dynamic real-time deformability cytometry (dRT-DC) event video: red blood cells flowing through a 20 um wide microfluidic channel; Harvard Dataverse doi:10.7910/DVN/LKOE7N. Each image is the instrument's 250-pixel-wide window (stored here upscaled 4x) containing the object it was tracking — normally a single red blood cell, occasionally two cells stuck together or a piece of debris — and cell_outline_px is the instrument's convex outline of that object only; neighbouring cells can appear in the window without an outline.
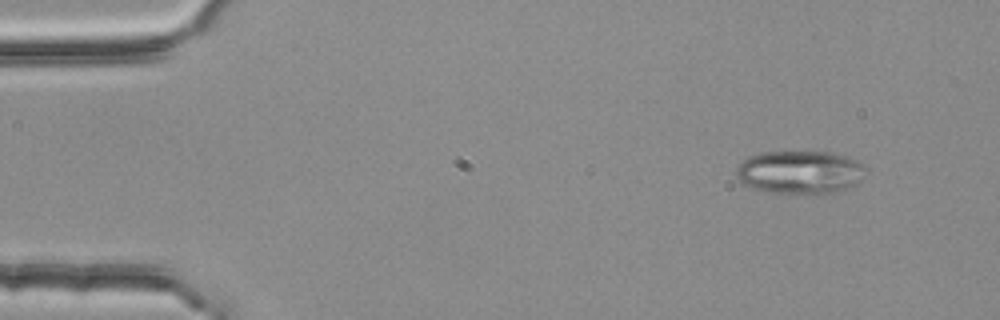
{"species": "common noctule bat (a hibernating species)", "species_latin": "Nyctalus noctula", "temperature_condition": "room temperature", "stored_images_in_passage": 5, "camera_frame_rate_fps": 3000, "um_per_image_px": 0.085, "animal": {"sex": "female", "body_mass_g": 25.1}, "frame": {"image": 1, "passage_image": 1, "time_ms": 0.0, "image_size_px": [1000, 320], "cell_outline_px": [[864, 168], [860, 180], [856, 184], [840, 192], [764, 192], [752, 188], [744, 184], [736, 176], [736, 168], [748, 156], [764, 152], [828, 152], [844, 156], [856, 160]], "centroid_in_image_um": [67.95, 14.63], "position_along_channel_um": 17.1, "area_um2": 31.96}}